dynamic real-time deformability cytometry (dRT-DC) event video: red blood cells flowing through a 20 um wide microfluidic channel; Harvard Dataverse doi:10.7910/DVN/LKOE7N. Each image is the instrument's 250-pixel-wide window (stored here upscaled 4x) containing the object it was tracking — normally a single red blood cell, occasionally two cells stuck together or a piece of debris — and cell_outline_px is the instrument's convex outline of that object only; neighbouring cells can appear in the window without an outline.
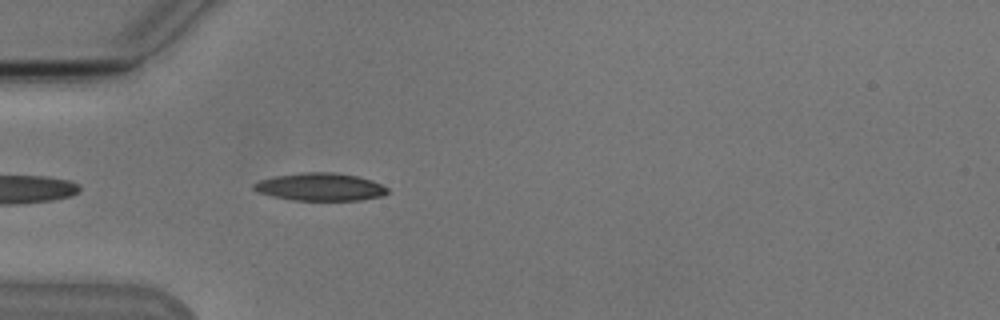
{"species": "Egyptian fruit bat (a non-hibernating species)", "species_latin": "Rousettus aegyptiacus", "temperature_condition": "cold", "stored_images_in_passage": 7, "camera_frame_rate_fps": 3000, "um_per_image_px": 0.085, "animal": {"sex": "male"}, "frame": {"image": 1, "passage_image": 4, "time_ms": 1.0, "image_size_px": [1000, 320], "cell_outline_px": [[388, 192], [380, 196], [360, 200], [292, 200], [272, 196], [256, 192], [252, 188], [252, 184], [260, 180], [276, 176], [304, 172], [332, 172], [356, 176], [372, 180], [388, 188]], "centroid_in_image_um": [27.18, 15.89], "position_along_channel_um": 57.8, "area_um2": 21.5}}